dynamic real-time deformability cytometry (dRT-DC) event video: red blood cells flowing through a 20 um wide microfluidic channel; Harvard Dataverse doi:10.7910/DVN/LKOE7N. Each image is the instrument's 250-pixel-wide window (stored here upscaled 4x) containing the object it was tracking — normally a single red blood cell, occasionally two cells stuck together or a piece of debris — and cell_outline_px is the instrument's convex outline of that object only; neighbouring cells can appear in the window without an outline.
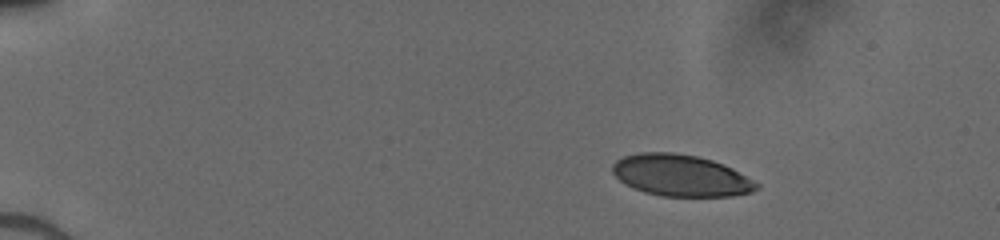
{"species": "human", "species_latin": "Homo sapiens", "temperature_condition": "cold", "stored_images_in_passage": 43, "camera_frame_rate_fps": 3000, "um_per_image_px": 0.085, "donor": {"sex": "male"}, "frame": {"image": 1, "passage_image": 1, "time_ms": 0.0, "image_size_px": [1000, 240], "cell_outline_px": [[760, 188], [752, 192], [732, 196], [660, 196], [644, 192], [632, 188], [624, 184], [612, 172], [612, 164], [616, 160], [624, 156], [640, 152], [672, 152], [696, 156], [712, 160], [724, 164], [732, 168], [760, 184]], "centroid_in_image_um": [57.86, 14.92], "position_along_channel_um": 27.1, "area_um2": 35.08}}
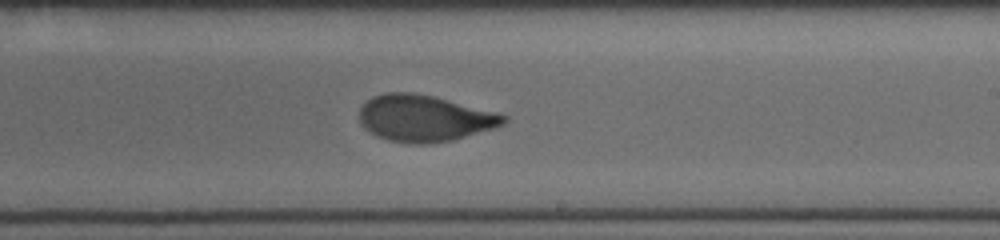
{"frame": {"image": 2, "passage_image": 25, "time_ms": 8.0, "image_size_px": [1000, 240], "cell_outline_px": [[508, 120], [504, 124], [496, 128], [452, 140], [428, 144], [412, 144], [388, 140], [376, 136], [364, 128], [360, 124], [360, 108], [372, 96], [388, 92], [412, 92], [432, 96], [496, 112], [508, 116]], "centroid_in_image_um": [36.08, 10.06], "position_along_channel_um": 252.9, "area_um2": 39.13}}
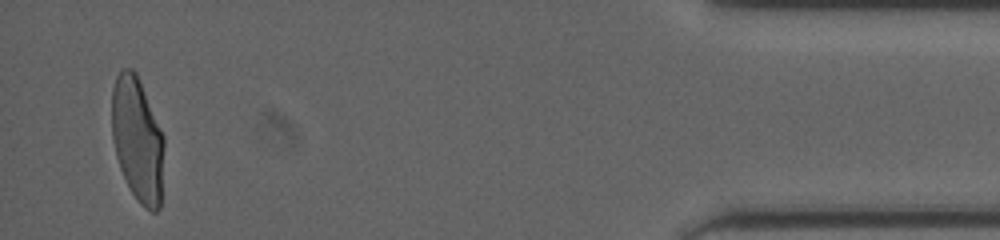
{"frame": {"image": 3, "passage_image": 42, "time_ms": 13.667, "image_size_px": [1000, 240], "cell_outline_px": [[164, 144], [160, 208], [156, 212], [152, 212], [144, 208], [140, 204], [132, 192], [120, 168], [116, 156], [112, 140], [112, 88], [116, 76], [124, 68], [132, 68], [136, 72], [164, 136]], "centroid_in_image_um": [11.68, 11.86], "position_along_channel_um": 423.5, "area_um2": 37.86}}